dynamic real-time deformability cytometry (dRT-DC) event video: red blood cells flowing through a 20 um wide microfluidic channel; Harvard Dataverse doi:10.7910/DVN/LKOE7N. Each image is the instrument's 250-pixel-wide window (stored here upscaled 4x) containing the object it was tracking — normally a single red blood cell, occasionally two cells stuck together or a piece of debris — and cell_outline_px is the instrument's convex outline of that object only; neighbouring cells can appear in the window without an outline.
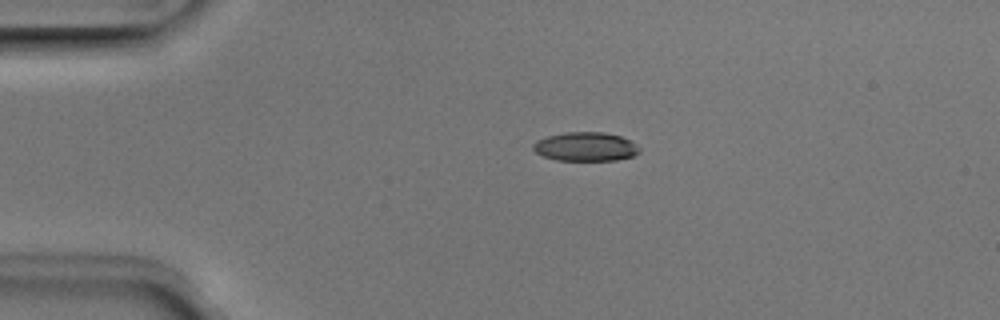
{"species": "Egyptian fruit bat (a non-hibernating species)", "species_latin": "Rousettus aegyptiacus", "temperature_condition": "room temperature", "stored_images_in_passage": 2, "camera_frame_rate_fps": 3000, "um_per_image_px": 0.085, "animal": {"sex": "male"}, "frame": {"image": 1, "passage_image": 1, "time_ms": 0.0, "image_size_px": [1000, 320], "cell_outline_px": [[640, 152], [632, 156], [616, 160], [556, 160], [544, 156], [536, 152], [532, 148], [532, 144], [536, 140], [548, 136], [564, 132], [604, 132], [620, 136], [636, 144], [640, 148]], "centroid_in_image_um": [49.76, 12.46], "position_along_channel_um": 35.2, "area_um2": 17.86}}